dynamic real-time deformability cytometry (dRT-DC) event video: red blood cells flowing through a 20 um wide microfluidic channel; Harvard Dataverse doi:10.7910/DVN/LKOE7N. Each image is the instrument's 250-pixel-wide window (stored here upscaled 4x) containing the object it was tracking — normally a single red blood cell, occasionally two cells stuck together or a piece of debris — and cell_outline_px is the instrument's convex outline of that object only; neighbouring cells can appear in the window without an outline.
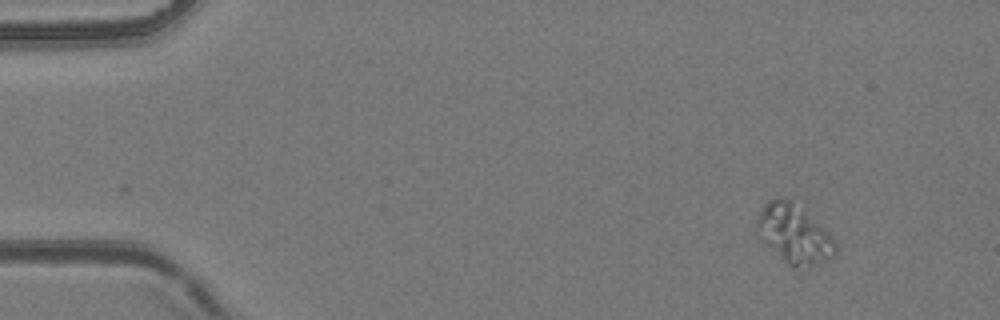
{"species": "common noctule bat (a hibernating species)", "species_latin": "Nyctalus noctula", "temperature_condition": "room temperature", "stored_images_in_passage": 13, "camera_frame_rate_fps": 3000, "um_per_image_px": 0.085, "animal": {"sex": "female", "body_mass_g": 24.6, "forearm_length_mm": 56.2}, "frame": {"image": 1, "passage_image": 1, "time_ms": 0.0, "image_size_px": [1000, 320], "cell_outline_px": [[836, 256], [812, 268], [792, 268], [760, 240], [756, 228], [756, 220], [764, 204], [768, 200], [780, 196], [784, 196], [792, 200], [804, 208], [836, 240]], "centroid_in_image_um": [67.52, 19.9], "position_along_channel_um": 17.5, "area_um2": 27.8}}